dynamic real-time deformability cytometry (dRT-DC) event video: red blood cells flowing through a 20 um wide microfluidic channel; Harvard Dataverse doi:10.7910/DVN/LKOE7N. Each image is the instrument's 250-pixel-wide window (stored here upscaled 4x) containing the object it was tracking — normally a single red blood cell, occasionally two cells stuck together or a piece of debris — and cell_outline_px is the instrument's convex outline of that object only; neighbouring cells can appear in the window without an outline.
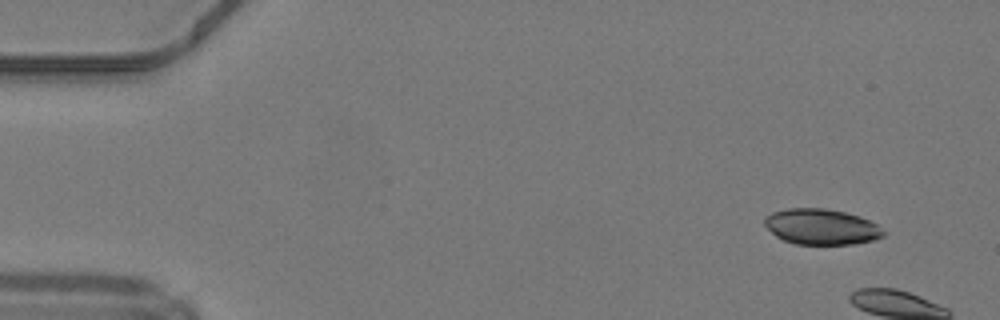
{"species": "common noctule bat (a hibernating species)", "species_latin": "Nyctalus noctula", "temperature_condition": "warm", "stored_images_in_passage": 4, "camera_frame_rate_fps": 3000, "um_per_image_px": 0.085, "animal": {"sex": "male", "body_mass_g": 19.2, "forearm_length_mm": 51.8}, "frame": {"image": 1, "passage_image": 1, "time_ms": 0.0, "image_size_px": [1000, 320], "cell_outline_px": [[884, 236], [872, 240], [856, 244], [796, 244], [784, 240], [776, 236], [764, 224], [764, 216], [772, 212], [788, 208], [824, 208], [844, 212], [860, 216], [876, 224], [884, 232]], "centroid_in_image_um": [69.8, 19.27], "position_along_channel_um": 15.2, "area_um2": 24.62}}